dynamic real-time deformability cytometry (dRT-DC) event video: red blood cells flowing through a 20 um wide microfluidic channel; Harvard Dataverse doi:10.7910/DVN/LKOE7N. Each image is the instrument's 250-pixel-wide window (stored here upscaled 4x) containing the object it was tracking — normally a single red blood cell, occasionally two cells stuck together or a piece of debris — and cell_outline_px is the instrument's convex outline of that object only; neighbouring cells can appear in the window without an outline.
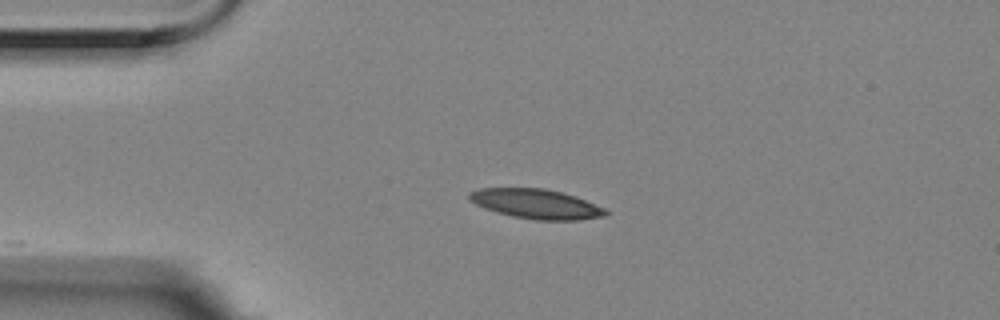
{"species": "Egyptian fruit bat (a non-hibernating species)", "species_latin": "Rousettus aegyptiacus", "temperature_condition": "room temperature", "stored_images_in_passage": 14, "camera_frame_rate_fps": 3000, "um_per_image_px": 0.085, "animal": {"sex": "female"}, "frame": {"image": 1, "passage_image": 1, "time_ms": 0.0, "image_size_px": [1000, 320], "cell_outline_px": [[608, 212], [604, 216], [576, 220], [536, 220], [512, 216], [496, 212], [484, 208], [468, 200], [468, 192], [480, 188], [544, 188], [576, 196], [604, 208]], "centroid_in_image_um": [45.53, 17.33], "position_along_channel_um": 39.5, "area_um2": 23.47}}
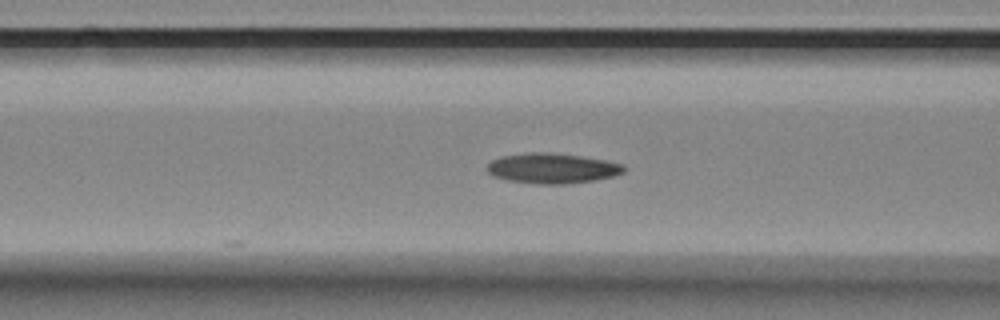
{"frame": {"image": 2, "passage_image": 10, "time_ms": 3.0, "image_size_px": [1000, 320], "cell_outline_px": [[624, 172], [612, 176], [592, 180], [568, 184], [536, 184], [508, 180], [492, 176], [488, 172], [488, 164], [492, 160], [504, 156], [528, 152], [548, 152], [580, 156], [604, 160], [624, 164]], "centroid_in_image_um": [46.92, 14.31], "position_along_channel_um": 119.7, "area_um2": 23.87}}
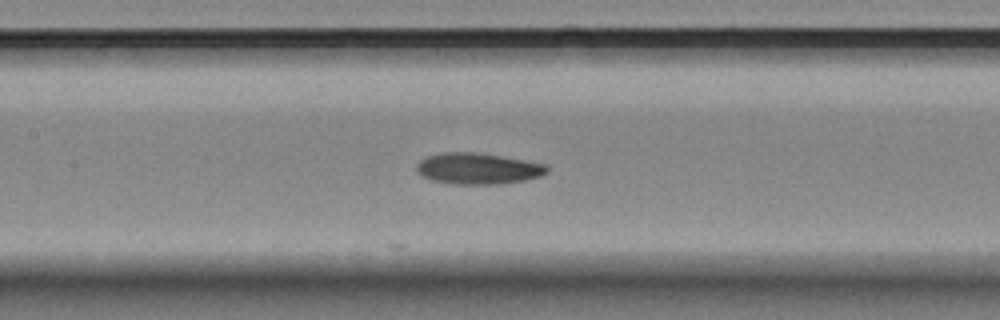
{"frame": {"image": 3, "passage_image": 14, "time_ms": 4.333, "image_size_px": [1000, 320], "cell_outline_px": [[548, 172], [540, 176], [524, 180], [496, 184], [452, 184], [432, 180], [416, 172], [416, 164], [420, 160], [428, 156], [444, 152], [476, 152], [500, 156], [544, 164], [548, 168]], "centroid_in_image_um": [40.58, 14.33], "position_along_channel_um": 166.8, "area_um2": 23.47}}